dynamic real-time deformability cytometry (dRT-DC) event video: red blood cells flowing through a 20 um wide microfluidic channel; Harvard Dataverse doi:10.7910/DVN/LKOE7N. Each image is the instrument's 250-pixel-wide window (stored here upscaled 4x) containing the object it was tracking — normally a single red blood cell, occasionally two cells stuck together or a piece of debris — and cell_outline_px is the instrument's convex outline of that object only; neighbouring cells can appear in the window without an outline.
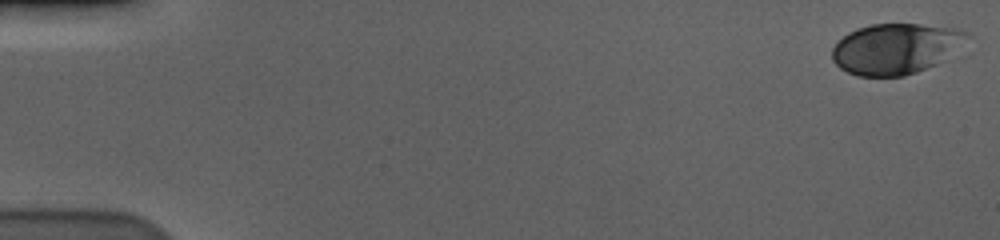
{"species": "human", "species_latin": "Homo sapiens", "temperature_condition": "cold", "stored_images_in_passage": 58, "camera_frame_rate_fps": 3000, "um_per_image_px": 0.085, "donor": {"sex": "male"}, "frame": {"image": 1, "passage_image": 1, "time_ms": 0.0, "image_size_px": [1000, 240], "cell_outline_px": [[968, 32], [948, 60], [916, 72], [904, 76], [856, 76], [840, 68], [832, 60], [832, 48], [848, 32], [856, 28], [872, 24], [920, 24], [960, 28]], "centroid_in_image_um": [76.11, 4.14], "position_along_channel_um": 8.9, "area_um2": 39.77}}
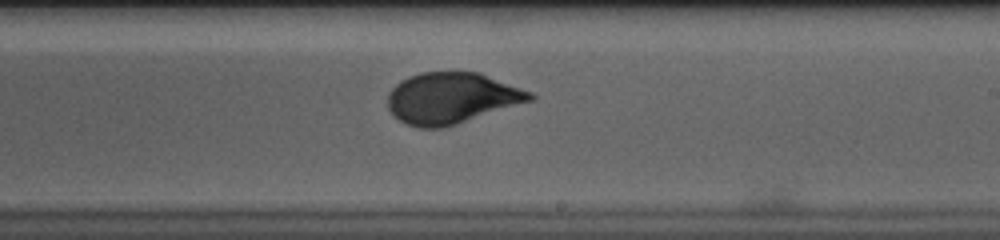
{"frame": {"image": 2, "passage_image": 35, "time_ms": 11.333, "image_size_px": [1000, 240], "cell_outline_px": [[536, 96], [532, 100], [444, 128], [420, 128], [408, 124], [400, 120], [388, 108], [388, 92], [400, 80], [420, 72], [480, 72], [532, 92]], "centroid_in_image_um": [38.38, 8.33], "position_along_channel_um": 250.6, "area_um2": 42.19}}
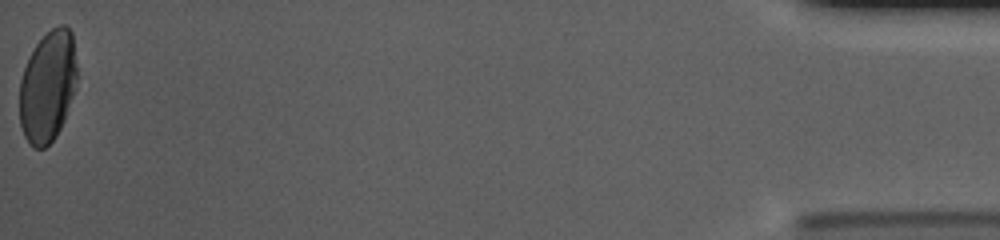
{"frame": {"image": 3, "passage_image": 58, "time_ms": 19.0, "image_size_px": [1000, 240], "cell_outline_px": [[76, 88], [64, 120], [56, 136], [44, 148], [32, 148], [24, 136], [20, 124], [20, 80], [24, 68], [36, 44], [52, 28], [60, 24], [64, 24], [72, 32], [76, 64]], "centroid_in_image_um": [4.06, 7.36], "position_along_channel_um": 431.1, "area_um2": 37.17}, "authors_computed_cell_mechanics": {"area_um2": 41.4137, "velocity_mm_per_s": 3.5806, "shape_relaxation_time_tau1_ms": 4.4179, "shape_relaxation_time_tau2_ms": null, "deformation_change_tau1": 0.1623, "deformation_change_tau2": null}}